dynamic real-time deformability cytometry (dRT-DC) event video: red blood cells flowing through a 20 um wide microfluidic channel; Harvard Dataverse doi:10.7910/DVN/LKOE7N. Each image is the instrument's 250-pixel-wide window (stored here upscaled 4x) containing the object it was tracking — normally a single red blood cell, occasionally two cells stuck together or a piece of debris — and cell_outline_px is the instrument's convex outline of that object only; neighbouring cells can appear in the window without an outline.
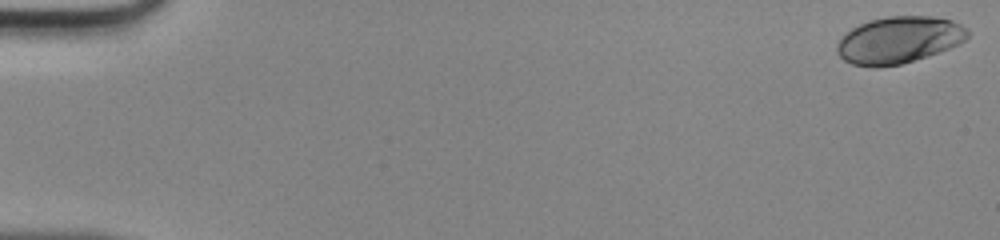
{"species": "human", "species_latin": "Homo sapiens", "temperature_condition": "room temperature", "stored_images_in_passage": 48, "camera_frame_rate_fps": 3000, "um_per_image_px": 0.085, "donor": {"sex": "male"}, "frame": {"image": 1, "passage_image": 1, "time_ms": 0.0, "image_size_px": [1000, 240], "cell_outline_px": [[968, 36], [964, 40], [948, 48], [900, 64], [876, 68], [872, 68], [852, 64], [844, 60], [836, 52], [836, 44], [852, 28], [868, 20], [888, 16], [936, 16], [952, 20], [968, 28]], "centroid_in_image_um": [76.38, 3.39], "position_along_channel_um": 8.6, "area_um2": 35.43}}
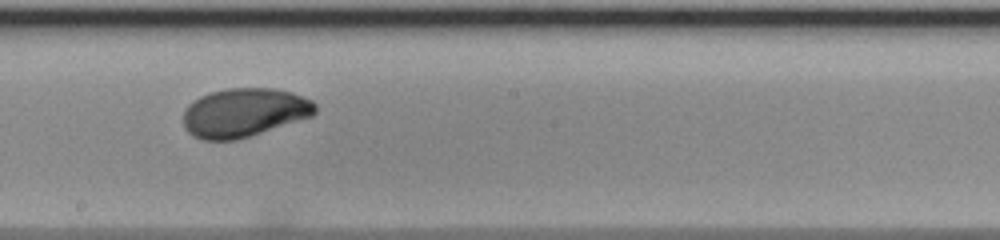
{"frame": {"image": 2, "passage_image": 28, "time_ms": 9.0, "image_size_px": [1000, 240], "cell_outline_px": [[316, 112], [312, 116], [236, 140], [204, 140], [192, 136], [184, 128], [184, 108], [192, 100], [208, 92], [228, 88], [272, 88], [292, 92], [312, 100], [316, 104]], "centroid_in_image_um": [20.72, 9.56], "position_along_channel_um": 227.5, "area_um2": 37.63}}
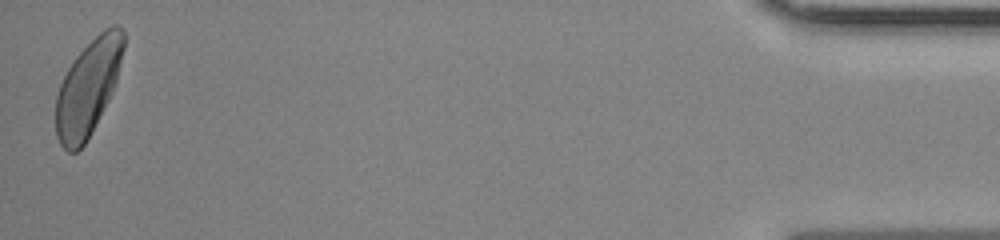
{"frame": {"image": 3, "passage_image": 48, "time_ms": 15.667, "image_size_px": [1000, 240], "cell_outline_px": [[124, 48], [116, 80], [108, 100], [84, 144], [76, 152], [68, 152], [60, 144], [56, 136], [56, 96], [60, 84], [68, 68], [76, 56], [104, 28], [112, 24], [116, 24], [124, 32]], "centroid_in_image_um": [7.47, 7.43], "position_along_channel_um": 427.7, "area_um2": 37.11}}